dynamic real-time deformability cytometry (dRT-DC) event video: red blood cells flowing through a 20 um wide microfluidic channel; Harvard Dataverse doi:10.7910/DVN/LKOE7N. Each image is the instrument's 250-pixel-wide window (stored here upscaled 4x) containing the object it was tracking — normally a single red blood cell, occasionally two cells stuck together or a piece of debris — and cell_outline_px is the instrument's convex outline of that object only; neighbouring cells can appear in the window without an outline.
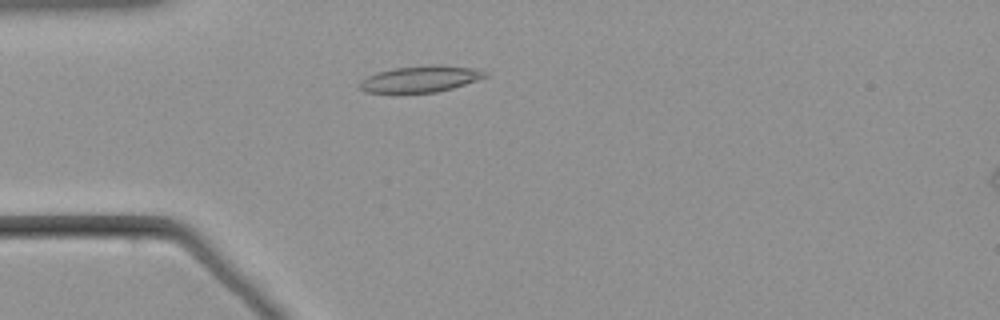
{"species": "common noctule bat (a hibernating species)", "species_latin": "Nyctalus noctula", "temperature_condition": "warm", "stored_images_in_passage": 51, "camera_frame_rate_fps": 3000, "um_per_image_px": 0.085, "animal": {"sex": "male", "body_mass_g": 21.5, "forearm_length_mm": 52.0}, "frame": {"image": 1, "passage_image": 11, "time_ms": 3.333, "image_size_px": [1000, 320], "cell_outline_px": [[488, 76], [452, 88], [436, 92], [364, 92], [360, 88], [360, 80], [368, 76], [392, 68], [428, 64], [436, 64], [476, 68], [488, 72]], "centroid_in_image_um": [35.77, 6.69], "position_along_channel_um": 49.2, "area_um2": 19.19}}
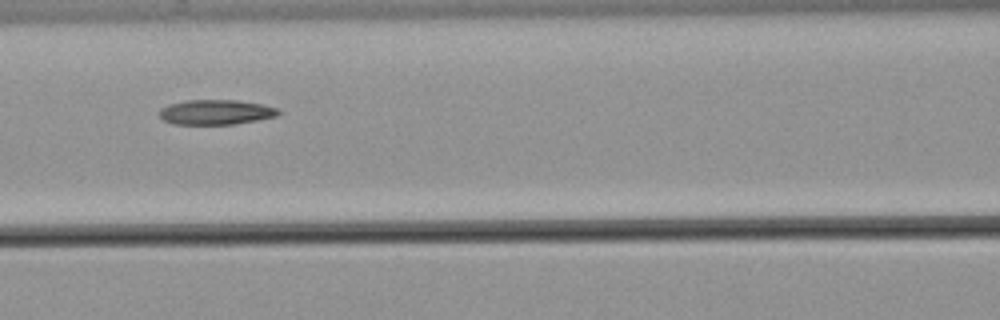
{"frame": {"image": 2, "passage_image": 20, "time_ms": 6.333, "image_size_px": [1000, 320], "cell_outline_px": [[280, 112], [276, 116], [256, 120], [232, 124], [172, 124], [164, 120], [160, 116], [160, 108], [168, 104], [184, 100], [236, 100], [260, 104], [276, 108]], "centroid_in_image_um": [18.29, 9.53], "position_along_channel_um": 148.3, "area_um2": 17.11}}
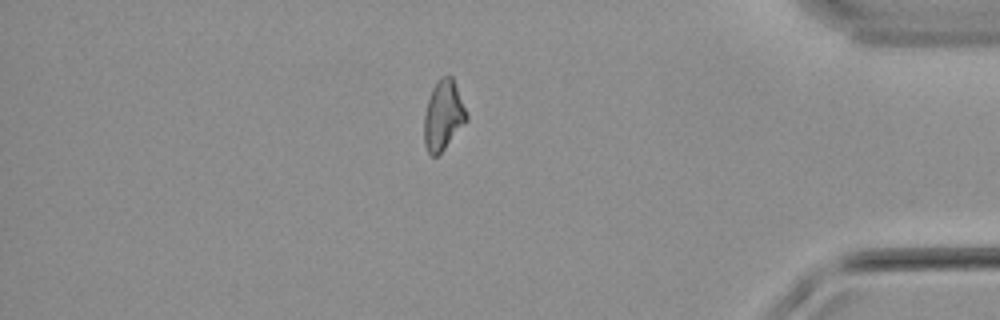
{"frame": {"image": 3, "passage_image": 43, "time_ms": 14.0, "image_size_px": [1000, 320], "cell_outline_px": [[468, 120], [444, 148], [436, 156], [432, 156], [428, 152], [424, 144], [424, 116], [428, 100], [432, 88], [448, 72], [452, 76], [468, 116]], "centroid_in_image_um": [37.67, 9.81], "position_along_channel_um": 397.5, "area_um2": 16.94}}